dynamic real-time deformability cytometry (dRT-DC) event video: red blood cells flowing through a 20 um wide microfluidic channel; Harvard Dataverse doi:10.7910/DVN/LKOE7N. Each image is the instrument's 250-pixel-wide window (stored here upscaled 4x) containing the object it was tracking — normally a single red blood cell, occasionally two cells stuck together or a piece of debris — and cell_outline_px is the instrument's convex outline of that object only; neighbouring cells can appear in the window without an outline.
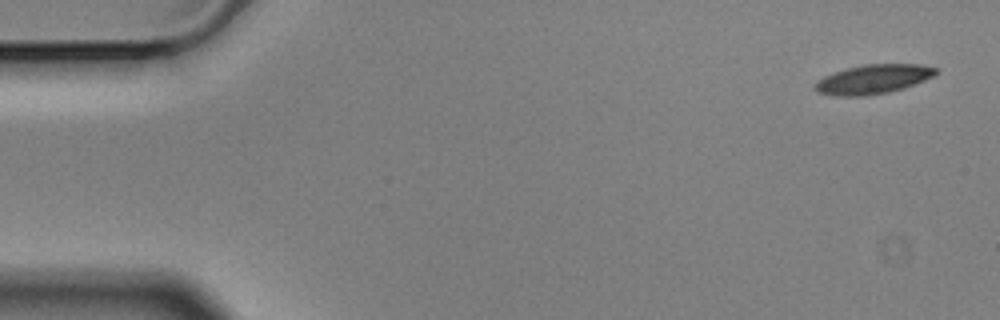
{"species": "Egyptian fruit bat (a non-hibernating species)", "species_latin": "Rousettus aegyptiacus", "temperature_condition": "cold", "stored_images_in_passage": 55, "camera_frame_rate_fps": 3000, "um_per_image_px": 0.085, "animal": {"sex": "male"}, "frame": {"image": 1, "passage_image": 1, "time_ms": 0.0, "image_size_px": [1000, 320], "cell_outline_px": [[936, 72], [932, 76], [924, 80], [904, 88], [888, 92], [864, 96], [840, 96], [820, 92], [812, 88], [824, 76], [848, 68], [864, 64], [920, 64], [936, 68]], "centroid_in_image_um": [74.23, 6.73], "position_along_channel_um": 10.8, "area_um2": 20.17}}
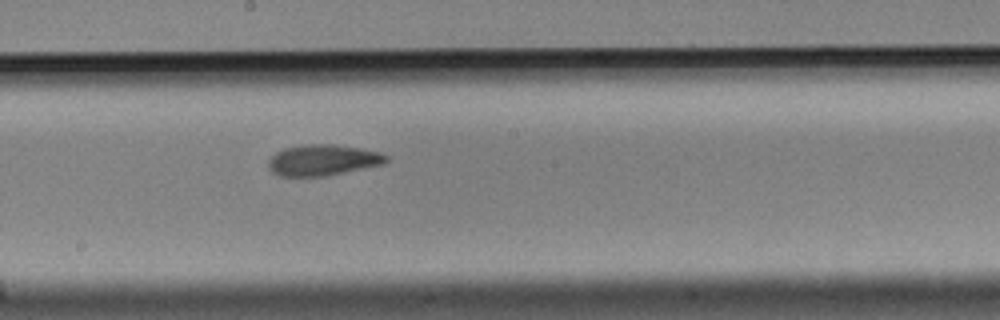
{"frame": {"image": 2, "passage_image": 29, "time_ms": 9.333, "image_size_px": [1000, 320], "cell_outline_px": [[388, 160], [384, 164], [324, 176], [280, 176], [272, 172], [268, 168], [268, 160], [276, 152], [284, 148], [304, 144], [336, 144], [360, 148], [380, 152], [388, 156]], "centroid_in_image_um": [27.43, 13.6], "position_along_channel_um": 220.8, "area_um2": 21.33}}
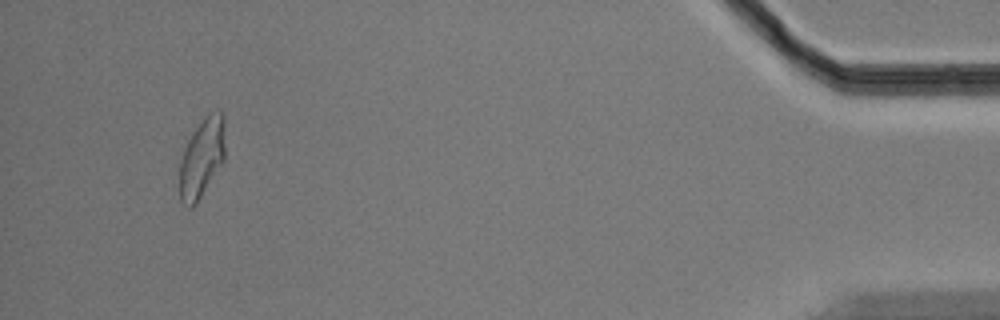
{"frame": {"image": 3, "passage_image": 52, "time_ms": 17.0, "image_size_px": [1000, 320], "cell_outline_px": [[224, 160], [196, 204], [192, 208], [188, 208], [180, 200], [180, 160], [184, 148], [192, 132], [204, 116], [208, 112], [224, 112]], "centroid_in_image_um": [17.15, 13.4], "position_along_channel_um": 418.0, "area_um2": 21.04}, "authors_computed_cell_mechanics": {"area_um2": 21.0392, "velocity_mm_per_s": 3.5388, "shape_relaxation_time_tau1_ms": 6.0468, "shape_relaxation_time_tau2_ms": 2.6478, "deformation_change_tau1": 0.1782, "deformation_change_tau2": 0.0945}}